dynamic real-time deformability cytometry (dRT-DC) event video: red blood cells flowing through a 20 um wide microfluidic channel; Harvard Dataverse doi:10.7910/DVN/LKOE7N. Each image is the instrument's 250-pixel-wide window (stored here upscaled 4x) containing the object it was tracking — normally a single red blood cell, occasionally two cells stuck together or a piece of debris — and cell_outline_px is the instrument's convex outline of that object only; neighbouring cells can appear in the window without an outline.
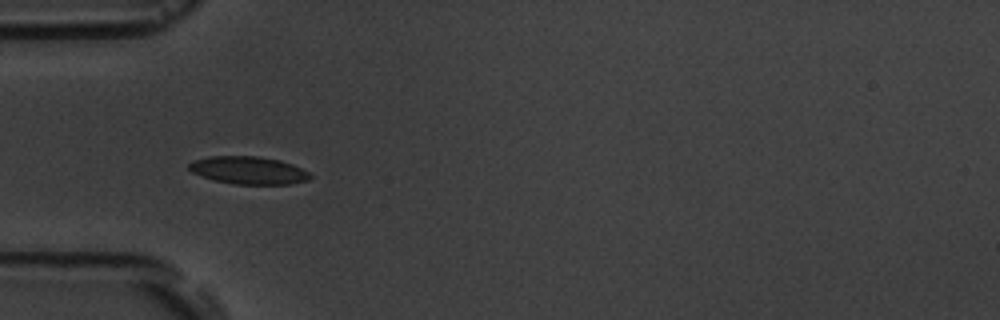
{"species": "common noctule bat (a hibernating species)", "species_latin": "Nyctalus noctula", "temperature_condition": "room temperature", "stored_images_in_passage": 5, "camera_frame_rate_fps": 3000, "um_per_image_px": 0.085, "animal": {"sex": "male", "body_mass_g": 19.5, "forearm_length_mm": 54.6}, "frame": {"image": 1, "passage_image": 4, "time_ms": 3.667, "image_size_px": [1000, 320], "cell_outline_px": [[312, 176], [308, 180], [288, 184], [236, 184], [212, 180], [192, 172], [188, 168], [188, 164], [196, 160], [208, 156], [256, 156], [280, 160], [292, 164], [308, 172]], "centroid_in_image_um": [21.11, 14.47], "position_along_channel_um": 63.9, "area_um2": 19.42}}
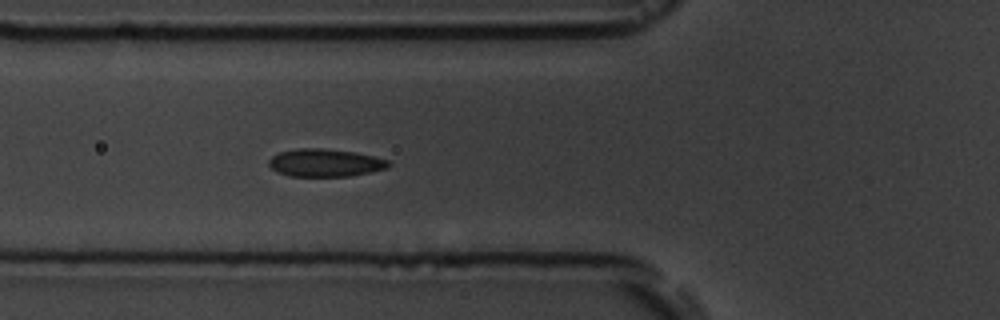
{"frame": {"image": 2, "passage_image": 5, "time_ms": 4.667, "image_size_px": [1000, 320], "cell_outline_px": [[392, 164], [388, 168], [352, 176], [288, 176], [276, 172], [268, 164], [268, 160], [272, 156], [280, 152], [296, 148], [320, 148], [356, 152], [388, 160]], "centroid_in_image_um": [27.63, 13.84], "position_along_channel_um": 98.2, "area_um2": 19.48}}